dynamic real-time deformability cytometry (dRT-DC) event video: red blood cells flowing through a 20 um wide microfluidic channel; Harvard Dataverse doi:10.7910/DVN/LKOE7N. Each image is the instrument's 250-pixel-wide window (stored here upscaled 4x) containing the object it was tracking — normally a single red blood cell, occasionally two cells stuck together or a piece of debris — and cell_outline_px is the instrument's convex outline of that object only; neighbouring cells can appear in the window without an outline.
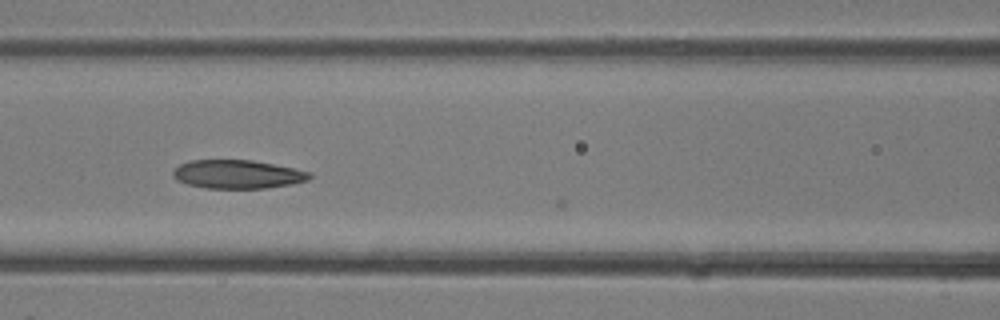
{"species": "common noctule bat (a hibernating species)", "species_latin": "Nyctalus noctula", "temperature_condition": "room temperature", "stored_images_in_passage": 14, "camera_frame_rate_fps": 3000, "um_per_image_px": 0.085, "animal": {"sex": "female"}, "frame": {"image": 1, "passage_image": 6, "time_ms": 1.667, "image_size_px": [1000, 320], "cell_outline_px": [[312, 176], [308, 180], [292, 184], [268, 188], [204, 188], [188, 184], [176, 180], [172, 176], [172, 172], [180, 164], [188, 160], [252, 160], [312, 172]], "centroid_in_image_um": [20.18, 14.81], "position_along_channel_um": 146.4, "area_um2": 22.77}}
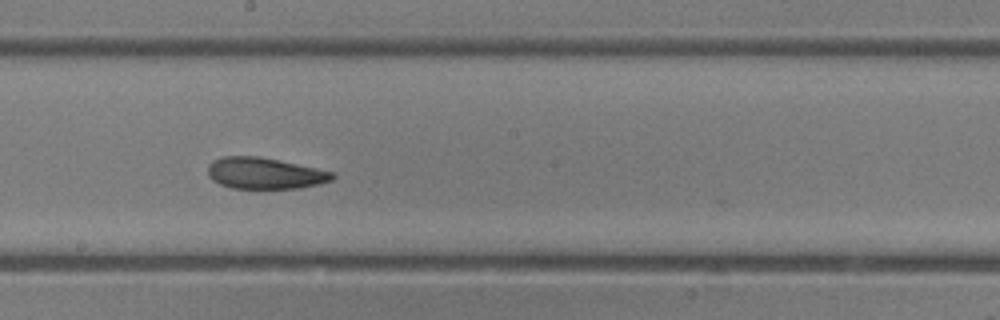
{"frame": {"image": 2, "passage_image": 10, "time_ms": 3.0, "image_size_px": [1000, 320], "cell_outline_px": [[336, 176], [332, 180], [320, 184], [300, 188], [232, 188], [220, 184], [212, 180], [208, 176], [208, 164], [212, 160], [224, 156], [256, 156], [336, 172]], "centroid_in_image_um": [22.5, 14.73], "position_along_channel_um": 225.7, "area_um2": 22.72}}
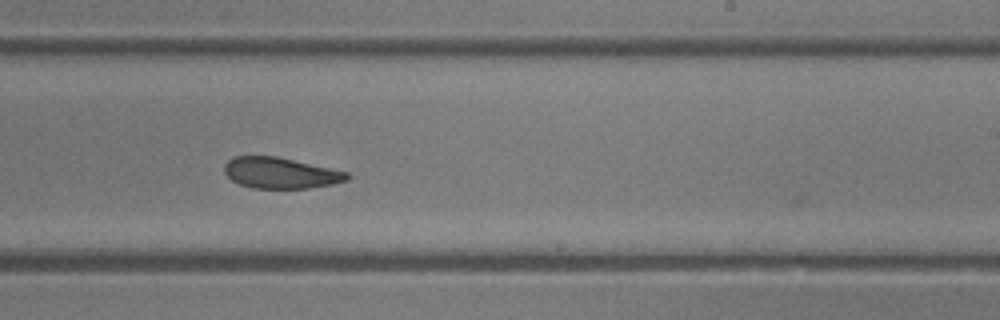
{"frame": {"image": 3, "passage_image": 12, "time_ms": 3.667, "image_size_px": [1000, 320], "cell_outline_px": [[352, 176], [348, 180], [332, 184], [308, 188], [252, 188], [240, 184], [232, 180], [224, 172], [224, 164], [232, 156], [276, 156], [348, 172]], "centroid_in_image_um": [23.84, 14.7], "position_along_channel_um": 265.2, "area_um2": 22.14}}